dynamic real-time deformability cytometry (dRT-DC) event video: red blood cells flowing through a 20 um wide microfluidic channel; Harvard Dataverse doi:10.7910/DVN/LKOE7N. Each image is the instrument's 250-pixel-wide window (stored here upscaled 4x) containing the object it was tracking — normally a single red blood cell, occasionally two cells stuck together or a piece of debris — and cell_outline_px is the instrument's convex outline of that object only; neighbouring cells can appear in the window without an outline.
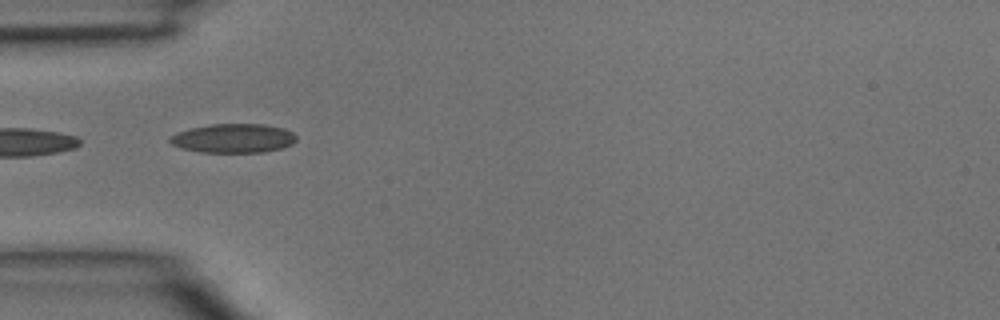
{"species": "common noctule bat (a hibernating species)", "species_latin": "Nyctalus noctula", "temperature_condition": "room temperature", "stored_images_in_passage": 1, "camera_frame_rate_fps": 3000, "um_per_image_px": 0.085, "animal": {"sex": "male", "body_mass_g": 15.6}, "frame": {"image": 1, "passage_image": 1, "time_ms": 0.0, "image_size_px": [1000, 320], "cell_outline_px": [[296, 140], [292, 144], [280, 148], [264, 152], [200, 152], [184, 148], [172, 144], [168, 140], [168, 136], [176, 132], [192, 128], [212, 124], [264, 124], [284, 128], [292, 132], [296, 136]], "centroid_in_image_um": [19.83, 11.75], "position_along_channel_um": 65.2, "area_um2": 21.33}}